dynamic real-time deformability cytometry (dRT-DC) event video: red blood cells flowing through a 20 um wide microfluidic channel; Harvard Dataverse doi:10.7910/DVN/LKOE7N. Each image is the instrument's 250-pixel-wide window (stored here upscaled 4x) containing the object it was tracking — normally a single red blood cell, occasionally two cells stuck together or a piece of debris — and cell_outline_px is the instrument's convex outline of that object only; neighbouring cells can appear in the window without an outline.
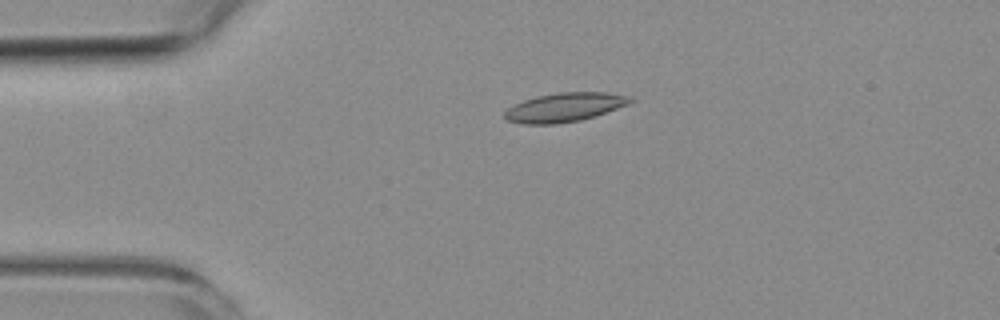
{"species": "common noctule bat (a hibernating species)", "species_latin": "Nyctalus noctula", "temperature_condition": "room temperature", "stored_images_in_passage": 5, "camera_frame_rate_fps": 3000, "um_per_image_px": 0.085, "animal": {"sex": "female", "body_mass_g": 19.3, "forearm_length_mm": 54.1}, "frame": {"image": 1, "passage_image": 4, "time_ms": 3.333, "image_size_px": [1000, 320], "cell_outline_px": [[636, 100], [632, 104], [580, 120], [556, 124], [524, 124], [508, 120], [504, 116], [504, 112], [512, 104], [536, 96], [560, 92], [608, 92], [628, 96]], "centroid_in_image_um": [48.02, 9.11], "position_along_channel_um": 37.0, "area_um2": 21.33}}